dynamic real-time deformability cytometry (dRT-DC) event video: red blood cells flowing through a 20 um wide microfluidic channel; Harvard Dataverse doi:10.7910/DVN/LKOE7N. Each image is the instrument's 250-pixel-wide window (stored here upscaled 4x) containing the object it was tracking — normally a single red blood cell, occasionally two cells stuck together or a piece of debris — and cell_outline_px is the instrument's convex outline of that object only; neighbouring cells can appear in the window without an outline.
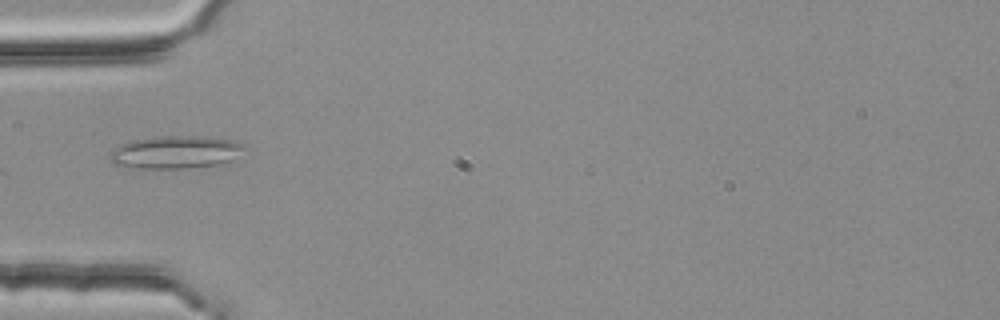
{"species": "common noctule bat (a hibernating species)", "species_latin": "Nyctalus noctula", "temperature_condition": "room temperature", "stored_images_in_passage": 3, "camera_frame_rate_fps": 3000, "um_per_image_px": 0.085, "animal": {"sex": "female", "body_mass_g": 25.1}, "frame": {"image": 1, "passage_image": 3, "time_ms": 0.667, "image_size_px": [1000, 320], "cell_outline_px": [[244, 148], [228, 160], [216, 164], [188, 168], [136, 168], [112, 164], [108, 160], [108, 156], [116, 148], [124, 144], [136, 140], [168, 136], [188, 136], [232, 140], [244, 144]], "centroid_in_image_um": [14.84, 12.95], "position_along_channel_um": 70.2, "area_um2": 24.74}}